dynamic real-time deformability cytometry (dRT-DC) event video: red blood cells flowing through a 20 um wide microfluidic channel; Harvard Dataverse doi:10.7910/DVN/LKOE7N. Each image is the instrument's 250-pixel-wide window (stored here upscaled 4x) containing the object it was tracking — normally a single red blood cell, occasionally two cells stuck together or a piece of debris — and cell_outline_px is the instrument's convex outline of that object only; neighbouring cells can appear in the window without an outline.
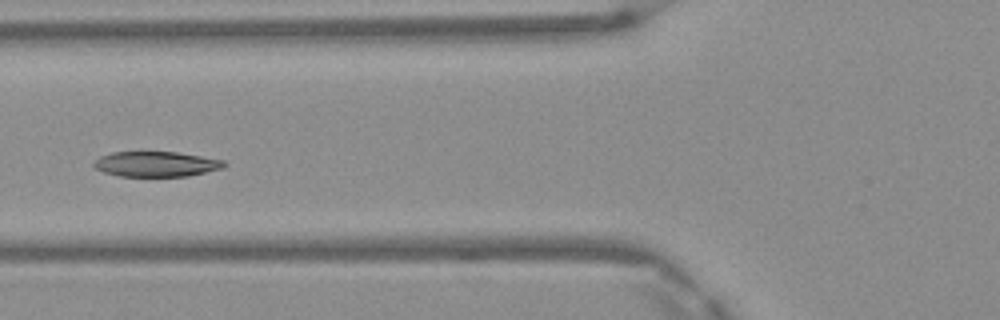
{"species": "Egyptian fruit bat (a non-hibernating species)", "species_latin": "Rousettus aegyptiacus", "temperature_condition": "warm", "stored_images_in_passage": 5, "camera_frame_rate_fps": 3000, "um_per_image_px": 0.085, "frame": {"image": 1, "passage_image": 5, "time_ms": 1.333, "image_size_px": [1000, 320], "cell_outline_px": [[228, 164], [224, 168], [188, 176], [120, 176], [104, 172], [96, 168], [92, 164], [100, 156], [112, 152], [176, 152], [224, 160]], "centroid_in_image_um": [13.3, 13.94], "position_along_channel_um": 112.5, "area_um2": 19.07}}